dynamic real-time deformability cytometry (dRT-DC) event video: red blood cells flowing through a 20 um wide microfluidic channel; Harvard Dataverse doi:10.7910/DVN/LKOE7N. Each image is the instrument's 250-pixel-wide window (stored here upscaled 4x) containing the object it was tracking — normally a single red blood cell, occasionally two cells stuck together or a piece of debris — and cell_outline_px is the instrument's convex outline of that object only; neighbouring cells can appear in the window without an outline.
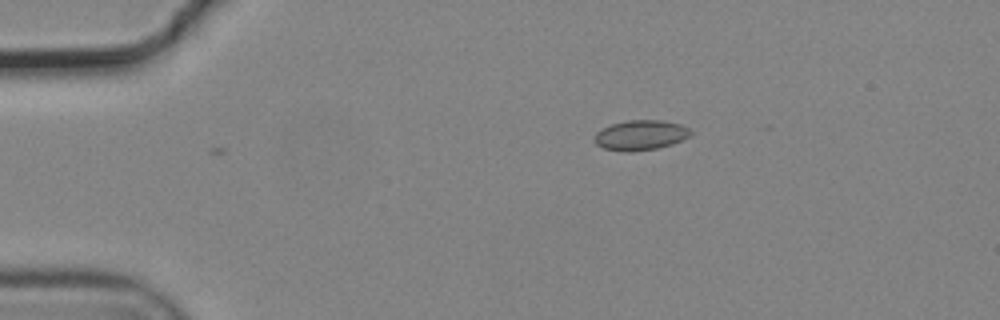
{"species": "common noctule bat (a hibernating species)", "species_latin": "Nyctalus noctula", "temperature_condition": "cold", "stored_images_in_passage": 3, "camera_frame_rate_fps": 3000, "um_per_image_px": 0.085, "animal": {"sex": "male", "body_mass_g": 19.2, "forearm_length_mm": 51.8}, "frame": {"image": 1, "passage_image": 3, "time_ms": 0.667, "image_size_px": [1000, 320], "cell_outline_px": [[692, 132], [688, 136], [672, 144], [656, 148], [628, 152], [624, 152], [604, 148], [596, 144], [592, 140], [596, 132], [612, 124], [628, 120], [660, 120], [680, 124], [688, 128]], "centroid_in_image_um": [54.4, 11.49], "position_along_channel_um": 30.6, "area_um2": 16.65}}